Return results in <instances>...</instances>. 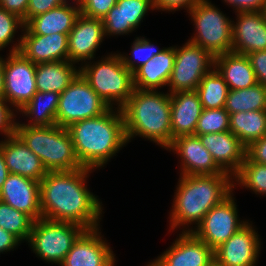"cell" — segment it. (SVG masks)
Instances as JSON below:
<instances>
[{
	"label": "cell",
	"instance_id": "obj_1",
	"mask_svg": "<svg viewBox=\"0 0 266 266\" xmlns=\"http://www.w3.org/2000/svg\"><path fill=\"white\" fill-rule=\"evenodd\" d=\"M92 169L47 171L40 181L42 218L80 225L86 230L99 227L102 202L87 188ZM100 219V220H99Z\"/></svg>",
	"mask_w": 266,
	"mask_h": 266
},
{
	"label": "cell",
	"instance_id": "obj_2",
	"mask_svg": "<svg viewBox=\"0 0 266 266\" xmlns=\"http://www.w3.org/2000/svg\"><path fill=\"white\" fill-rule=\"evenodd\" d=\"M233 181L229 173L180 175L170 212V230L182 226V232H192L193 228H188L189 225L194 223L198 226L214 206L233 193Z\"/></svg>",
	"mask_w": 266,
	"mask_h": 266
},
{
	"label": "cell",
	"instance_id": "obj_3",
	"mask_svg": "<svg viewBox=\"0 0 266 266\" xmlns=\"http://www.w3.org/2000/svg\"><path fill=\"white\" fill-rule=\"evenodd\" d=\"M114 108L110 107L97 117L84 119L67 127L83 168L94 170L104 167L128 143L122 110Z\"/></svg>",
	"mask_w": 266,
	"mask_h": 266
},
{
	"label": "cell",
	"instance_id": "obj_4",
	"mask_svg": "<svg viewBox=\"0 0 266 266\" xmlns=\"http://www.w3.org/2000/svg\"><path fill=\"white\" fill-rule=\"evenodd\" d=\"M170 93L134 89L121 108L127 142L136 136L163 148L172 142Z\"/></svg>",
	"mask_w": 266,
	"mask_h": 266
},
{
	"label": "cell",
	"instance_id": "obj_5",
	"mask_svg": "<svg viewBox=\"0 0 266 266\" xmlns=\"http://www.w3.org/2000/svg\"><path fill=\"white\" fill-rule=\"evenodd\" d=\"M15 134L40 158L47 171L82 168L67 128L53 126H16Z\"/></svg>",
	"mask_w": 266,
	"mask_h": 266
},
{
	"label": "cell",
	"instance_id": "obj_6",
	"mask_svg": "<svg viewBox=\"0 0 266 266\" xmlns=\"http://www.w3.org/2000/svg\"><path fill=\"white\" fill-rule=\"evenodd\" d=\"M79 73L109 107L121 109L133 94V73L124 65L120 53H112L99 61L85 62Z\"/></svg>",
	"mask_w": 266,
	"mask_h": 266
},
{
	"label": "cell",
	"instance_id": "obj_7",
	"mask_svg": "<svg viewBox=\"0 0 266 266\" xmlns=\"http://www.w3.org/2000/svg\"><path fill=\"white\" fill-rule=\"evenodd\" d=\"M209 1L198 2L188 12L196 28L188 41L215 57L232 51V21Z\"/></svg>",
	"mask_w": 266,
	"mask_h": 266
},
{
	"label": "cell",
	"instance_id": "obj_8",
	"mask_svg": "<svg viewBox=\"0 0 266 266\" xmlns=\"http://www.w3.org/2000/svg\"><path fill=\"white\" fill-rule=\"evenodd\" d=\"M85 230L74 223L40 218L34 221L27 243L43 261L60 266L74 242Z\"/></svg>",
	"mask_w": 266,
	"mask_h": 266
},
{
	"label": "cell",
	"instance_id": "obj_9",
	"mask_svg": "<svg viewBox=\"0 0 266 266\" xmlns=\"http://www.w3.org/2000/svg\"><path fill=\"white\" fill-rule=\"evenodd\" d=\"M109 108L79 73L60 94L56 122L67 128L75 122L97 117Z\"/></svg>",
	"mask_w": 266,
	"mask_h": 266
},
{
	"label": "cell",
	"instance_id": "obj_10",
	"mask_svg": "<svg viewBox=\"0 0 266 266\" xmlns=\"http://www.w3.org/2000/svg\"><path fill=\"white\" fill-rule=\"evenodd\" d=\"M215 57L190 41L175 47V59L167 87L169 93L194 91L202 78L214 68Z\"/></svg>",
	"mask_w": 266,
	"mask_h": 266
},
{
	"label": "cell",
	"instance_id": "obj_11",
	"mask_svg": "<svg viewBox=\"0 0 266 266\" xmlns=\"http://www.w3.org/2000/svg\"><path fill=\"white\" fill-rule=\"evenodd\" d=\"M247 223V220H240L232 193L222 203L214 206L201 223L194 227L192 233L215 250Z\"/></svg>",
	"mask_w": 266,
	"mask_h": 266
},
{
	"label": "cell",
	"instance_id": "obj_12",
	"mask_svg": "<svg viewBox=\"0 0 266 266\" xmlns=\"http://www.w3.org/2000/svg\"><path fill=\"white\" fill-rule=\"evenodd\" d=\"M8 54L4 59V99L18 113L37 92L36 64L20 52Z\"/></svg>",
	"mask_w": 266,
	"mask_h": 266
},
{
	"label": "cell",
	"instance_id": "obj_13",
	"mask_svg": "<svg viewBox=\"0 0 266 266\" xmlns=\"http://www.w3.org/2000/svg\"><path fill=\"white\" fill-rule=\"evenodd\" d=\"M168 248L147 266H211L215 262L214 250L192 232H182Z\"/></svg>",
	"mask_w": 266,
	"mask_h": 266
},
{
	"label": "cell",
	"instance_id": "obj_14",
	"mask_svg": "<svg viewBox=\"0 0 266 266\" xmlns=\"http://www.w3.org/2000/svg\"><path fill=\"white\" fill-rule=\"evenodd\" d=\"M261 241L249 222L214 250L218 266H255Z\"/></svg>",
	"mask_w": 266,
	"mask_h": 266
},
{
	"label": "cell",
	"instance_id": "obj_15",
	"mask_svg": "<svg viewBox=\"0 0 266 266\" xmlns=\"http://www.w3.org/2000/svg\"><path fill=\"white\" fill-rule=\"evenodd\" d=\"M99 228L85 230L60 266H114L115 255Z\"/></svg>",
	"mask_w": 266,
	"mask_h": 266
},
{
	"label": "cell",
	"instance_id": "obj_16",
	"mask_svg": "<svg viewBox=\"0 0 266 266\" xmlns=\"http://www.w3.org/2000/svg\"><path fill=\"white\" fill-rule=\"evenodd\" d=\"M166 150L175 152L181 159L180 175H215L224 172L214 161L209 150L196 135H183L172 140Z\"/></svg>",
	"mask_w": 266,
	"mask_h": 266
},
{
	"label": "cell",
	"instance_id": "obj_17",
	"mask_svg": "<svg viewBox=\"0 0 266 266\" xmlns=\"http://www.w3.org/2000/svg\"><path fill=\"white\" fill-rule=\"evenodd\" d=\"M104 37L102 19L80 14L68 34V61L75 64L91 61Z\"/></svg>",
	"mask_w": 266,
	"mask_h": 266
},
{
	"label": "cell",
	"instance_id": "obj_18",
	"mask_svg": "<svg viewBox=\"0 0 266 266\" xmlns=\"http://www.w3.org/2000/svg\"><path fill=\"white\" fill-rule=\"evenodd\" d=\"M0 200L29 215L34 221L42 218L40 182L9 174L0 190Z\"/></svg>",
	"mask_w": 266,
	"mask_h": 266
},
{
	"label": "cell",
	"instance_id": "obj_19",
	"mask_svg": "<svg viewBox=\"0 0 266 266\" xmlns=\"http://www.w3.org/2000/svg\"><path fill=\"white\" fill-rule=\"evenodd\" d=\"M232 20V52L249 54L266 50V15L260 12H235Z\"/></svg>",
	"mask_w": 266,
	"mask_h": 266
},
{
	"label": "cell",
	"instance_id": "obj_20",
	"mask_svg": "<svg viewBox=\"0 0 266 266\" xmlns=\"http://www.w3.org/2000/svg\"><path fill=\"white\" fill-rule=\"evenodd\" d=\"M148 10H155L154 0H117L102 18L105 37L130 34L143 22Z\"/></svg>",
	"mask_w": 266,
	"mask_h": 266
},
{
	"label": "cell",
	"instance_id": "obj_21",
	"mask_svg": "<svg viewBox=\"0 0 266 266\" xmlns=\"http://www.w3.org/2000/svg\"><path fill=\"white\" fill-rule=\"evenodd\" d=\"M198 137L224 172L234 176L239 171L245 159L246 147L231 131L207 133Z\"/></svg>",
	"mask_w": 266,
	"mask_h": 266
},
{
	"label": "cell",
	"instance_id": "obj_22",
	"mask_svg": "<svg viewBox=\"0 0 266 266\" xmlns=\"http://www.w3.org/2000/svg\"><path fill=\"white\" fill-rule=\"evenodd\" d=\"M5 163L10 174L21 175L40 182L47 174L40 158L16 135L0 141Z\"/></svg>",
	"mask_w": 266,
	"mask_h": 266
},
{
	"label": "cell",
	"instance_id": "obj_23",
	"mask_svg": "<svg viewBox=\"0 0 266 266\" xmlns=\"http://www.w3.org/2000/svg\"><path fill=\"white\" fill-rule=\"evenodd\" d=\"M19 52L35 64L68 60V34H23Z\"/></svg>",
	"mask_w": 266,
	"mask_h": 266
},
{
	"label": "cell",
	"instance_id": "obj_24",
	"mask_svg": "<svg viewBox=\"0 0 266 266\" xmlns=\"http://www.w3.org/2000/svg\"><path fill=\"white\" fill-rule=\"evenodd\" d=\"M172 140L183 135H194L203 110L197 92L178 91L171 93Z\"/></svg>",
	"mask_w": 266,
	"mask_h": 266
},
{
	"label": "cell",
	"instance_id": "obj_25",
	"mask_svg": "<svg viewBox=\"0 0 266 266\" xmlns=\"http://www.w3.org/2000/svg\"><path fill=\"white\" fill-rule=\"evenodd\" d=\"M80 14L79 5L72 6L69 3H64L46 13L31 18L25 24L22 34H69Z\"/></svg>",
	"mask_w": 266,
	"mask_h": 266
},
{
	"label": "cell",
	"instance_id": "obj_26",
	"mask_svg": "<svg viewBox=\"0 0 266 266\" xmlns=\"http://www.w3.org/2000/svg\"><path fill=\"white\" fill-rule=\"evenodd\" d=\"M175 46L166 47L134 73V87L138 90H158L166 87L173 71Z\"/></svg>",
	"mask_w": 266,
	"mask_h": 266
},
{
	"label": "cell",
	"instance_id": "obj_27",
	"mask_svg": "<svg viewBox=\"0 0 266 266\" xmlns=\"http://www.w3.org/2000/svg\"><path fill=\"white\" fill-rule=\"evenodd\" d=\"M214 68L227 83L229 90L250 88L258 83L250 60L245 54L231 51L215 56Z\"/></svg>",
	"mask_w": 266,
	"mask_h": 266
},
{
	"label": "cell",
	"instance_id": "obj_28",
	"mask_svg": "<svg viewBox=\"0 0 266 266\" xmlns=\"http://www.w3.org/2000/svg\"><path fill=\"white\" fill-rule=\"evenodd\" d=\"M78 74L79 68L68 60L38 63L35 73L37 91L61 94Z\"/></svg>",
	"mask_w": 266,
	"mask_h": 266
},
{
	"label": "cell",
	"instance_id": "obj_29",
	"mask_svg": "<svg viewBox=\"0 0 266 266\" xmlns=\"http://www.w3.org/2000/svg\"><path fill=\"white\" fill-rule=\"evenodd\" d=\"M60 94L56 92L37 91L32 99L20 110L22 116H26L30 121L19 123L16 126H53L57 125L56 113L58 109Z\"/></svg>",
	"mask_w": 266,
	"mask_h": 266
},
{
	"label": "cell",
	"instance_id": "obj_30",
	"mask_svg": "<svg viewBox=\"0 0 266 266\" xmlns=\"http://www.w3.org/2000/svg\"><path fill=\"white\" fill-rule=\"evenodd\" d=\"M230 131L247 147L266 136V110H253L229 114Z\"/></svg>",
	"mask_w": 266,
	"mask_h": 266
},
{
	"label": "cell",
	"instance_id": "obj_31",
	"mask_svg": "<svg viewBox=\"0 0 266 266\" xmlns=\"http://www.w3.org/2000/svg\"><path fill=\"white\" fill-rule=\"evenodd\" d=\"M224 108L229 114L266 110V87L257 83L250 88L229 90Z\"/></svg>",
	"mask_w": 266,
	"mask_h": 266
},
{
	"label": "cell",
	"instance_id": "obj_32",
	"mask_svg": "<svg viewBox=\"0 0 266 266\" xmlns=\"http://www.w3.org/2000/svg\"><path fill=\"white\" fill-rule=\"evenodd\" d=\"M195 91L203 109H220L225 106L229 88L221 75L213 68L202 78Z\"/></svg>",
	"mask_w": 266,
	"mask_h": 266
},
{
	"label": "cell",
	"instance_id": "obj_33",
	"mask_svg": "<svg viewBox=\"0 0 266 266\" xmlns=\"http://www.w3.org/2000/svg\"><path fill=\"white\" fill-rule=\"evenodd\" d=\"M34 220L0 200V228L12 233L21 242L28 241Z\"/></svg>",
	"mask_w": 266,
	"mask_h": 266
},
{
	"label": "cell",
	"instance_id": "obj_34",
	"mask_svg": "<svg viewBox=\"0 0 266 266\" xmlns=\"http://www.w3.org/2000/svg\"><path fill=\"white\" fill-rule=\"evenodd\" d=\"M233 179L235 180L233 181L234 187L236 185L245 186L260 196H266V165L250 162L245 157Z\"/></svg>",
	"mask_w": 266,
	"mask_h": 266
},
{
	"label": "cell",
	"instance_id": "obj_35",
	"mask_svg": "<svg viewBox=\"0 0 266 266\" xmlns=\"http://www.w3.org/2000/svg\"><path fill=\"white\" fill-rule=\"evenodd\" d=\"M224 131H230L228 111L224 107L220 109H203L194 135L198 136Z\"/></svg>",
	"mask_w": 266,
	"mask_h": 266
},
{
	"label": "cell",
	"instance_id": "obj_36",
	"mask_svg": "<svg viewBox=\"0 0 266 266\" xmlns=\"http://www.w3.org/2000/svg\"><path fill=\"white\" fill-rule=\"evenodd\" d=\"M132 44V57H129L128 54H120L124 65L132 73H134L139 67L146 64L148 60L153 59L155 55L160 54L165 49H156V47H154V44H152L148 39L144 37H136Z\"/></svg>",
	"mask_w": 266,
	"mask_h": 266
},
{
	"label": "cell",
	"instance_id": "obj_37",
	"mask_svg": "<svg viewBox=\"0 0 266 266\" xmlns=\"http://www.w3.org/2000/svg\"><path fill=\"white\" fill-rule=\"evenodd\" d=\"M23 20L20 19L17 15L10 13L9 11L0 7V51L3 50L9 44H12L10 48V53L19 52L21 46V37L14 44L13 41L17 29H24Z\"/></svg>",
	"mask_w": 266,
	"mask_h": 266
},
{
	"label": "cell",
	"instance_id": "obj_38",
	"mask_svg": "<svg viewBox=\"0 0 266 266\" xmlns=\"http://www.w3.org/2000/svg\"><path fill=\"white\" fill-rule=\"evenodd\" d=\"M117 0H81V14L90 18L102 19L116 5Z\"/></svg>",
	"mask_w": 266,
	"mask_h": 266
},
{
	"label": "cell",
	"instance_id": "obj_39",
	"mask_svg": "<svg viewBox=\"0 0 266 266\" xmlns=\"http://www.w3.org/2000/svg\"><path fill=\"white\" fill-rule=\"evenodd\" d=\"M7 103L8 102L4 98H0V133L4 135V138L15 134L17 123L15 121V109H11L10 104Z\"/></svg>",
	"mask_w": 266,
	"mask_h": 266
},
{
	"label": "cell",
	"instance_id": "obj_40",
	"mask_svg": "<svg viewBox=\"0 0 266 266\" xmlns=\"http://www.w3.org/2000/svg\"><path fill=\"white\" fill-rule=\"evenodd\" d=\"M255 72L257 82L266 87V50L247 54Z\"/></svg>",
	"mask_w": 266,
	"mask_h": 266
},
{
	"label": "cell",
	"instance_id": "obj_41",
	"mask_svg": "<svg viewBox=\"0 0 266 266\" xmlns=\"http://www.w3.org/2000/svg\"><path fill=\"white\" fill-rule=\"evenodd\" d=\"M64 4L62 0H29L26 12V23L33 17Z\"/></svg>",
	"mask_w": 266,
	"mask_h": 266
},
{
	"label": "cell",
	"instance_id": "obj_42",
	"mask_svg": "<svg viewBox=\"0 0 266 266\" xmlns=\"http://www.w3.org/2000/svg\"><path fill=\"white\" fill-rule=\"evenodd\" d=\"M245 157L250 162L266 165V136L251 142L246 147Z\"/></svg>",
	"mask_w": 266,
	"mask_h": 266
},
{
	"label": "cell",
	"instance_id": "obj_43",
	"mask_svg": "<svg viewBox=\"0 0 266 266\" xmlns=\"http://www.w3.org/2000/svg\"><path fill=\"white\" fill-rule=\"evenodd\" d=\"M203 0H154L155 10L178 11L182 8L189 12L198 2Z\"/></svg>",
	"mask_w": 266,
	"mask_h": 266
},
{
	"label": "cell",
	"instance_id": "obj_44",
	"mask_svg": "<svg viewBox=\"0 0 266 266\" xmlns=\"http://www.w3.org/2000/svg\"><path fill=\"white\" fill-rule=\"evenodd\" d=\"M227 5L232 6L235 12H260L263 9L265 0H223Z\"/></svg>",
	"mask_w": 266,
	"mask_h": 266
},
{
	"label": "cell",
	"instance_id": "obj_45",
	"mask_svg": "<svg viewBox=\"0 0 266 266\" xmlns=\"http://www.w3.org/2000/svg\"><path fill=\"white\" fill-rule=\"evenodd\" d=\"M29 0H0V7L17 15L26 24V12Z\"/></svg>",
	"mask_w": 266,
	"mask_h": 266
},
{
	"label": "cell",
	"instance_id": "obj_46",
	"mask_svg": "<svg viewBox=\"0 0 266 266\" xmlns=\"http://www.w3.org/2000/svg\"><path fill=\"white\" fill-rule=\"evenodd\" d=\"M22 242L12 233L0 228V254L15 249Z\"/></svg>",
	"mask_w": 266,
	"mask_h": 266
},
{
	"label": "cell",
	"instance_id": "obj_47",
	"mask_svg": "<svg viewBox=\"0 0 266 266\" xmlns=\"http://www.w3.org/2000/svg\"><path fill=\"white\" fill-rule=\"evenodd\" d=\"M9 174L10 173H9L8 168L6 166L4 155H3L2 151L0 150V190H1V188H2L4 182L6 181Z\"/></svg>",
	"mask_w": 266,
	"mask_h": 266
},
{
	"label": "cell",
	"instance_id": "obj_48",
	"mask_svg": "<svg viewBox=\"0 0 266 266\" xmlns=\"http://www.w3.org/2000/svg\"><path fill=\"white\" fill-rule=\"evenodd\" d=\"M0 98H4V58L0 56Z\"/></svg>",
	"mask_w": 266,
	"mask_h": 266
},
{
	"label": "cell",
	"instance_id": "obj_49",
	"mask_svg": "<svg viewBox=\"0 0 266 266\" xmlns=\"http://www.w3.org/2000/svg\"><path fill=\"white\" fill-rule=\"evenodd\" d=\"M64 3H69L67 0H62ZM73 4L75 3L76 5H80L81 0H73Z\"/></svg>",
	"mask_w": 266,
	"mask_h": 266
},
{
	"label": "cell",
	"instance_id": "obj_50",
	"mask_svg": "<svg viewBox=\"0 0 266 266\" xmlns=\"http://www.w3.org/2000/svg\"><path fill=\"white\" fill-rule=\"evenodd\" d=\"M262 12L266 15V0L264 2V6H263V9H262Z\"/></svg>",
	"mask_w": 266,
	"mask_h": 266
},
{
	"label": "cell",
	"instance_id": "obj_51",
	"mask_svg": "<svg viewBox=\"0 0 266 266\" xmlns=\"http://www.w3.org/2000/svg\"><path fill=\"white\" fill-rule=\"evenodd\" d=\"M211 266H218L215 262Z\"/></svg>",
	"mask_w": 266,
	"mask_h": 266
}]
</instances>
